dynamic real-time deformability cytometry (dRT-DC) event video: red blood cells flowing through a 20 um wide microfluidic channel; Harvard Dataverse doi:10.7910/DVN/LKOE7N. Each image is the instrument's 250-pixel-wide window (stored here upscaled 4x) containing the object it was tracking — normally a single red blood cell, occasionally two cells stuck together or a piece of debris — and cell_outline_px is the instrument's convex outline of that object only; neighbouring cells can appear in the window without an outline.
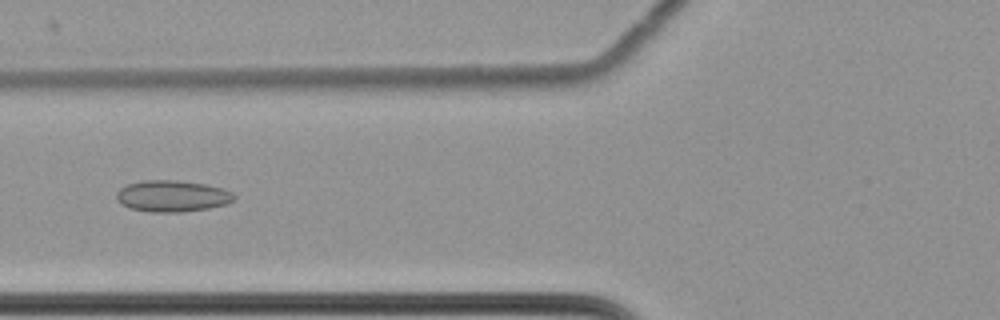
{"species": "common noctule bat (a hibernating species)", "species_latin": "Nyctalus noctula", "temperature_condition": "cold", "stored_images_in_passage": 59, "camera_frame_rate_fps": 3000, "um_per_image_px": 0.085, "animal": {"sex": "female", "body_mass_g": 22.7, "forearm_length_mm": 54.2}, "frame": {"image": 1, "passage_image": 24, "time_ms": 7.667, "image_size_px": [1000, 320], "cell_outline_px": [[236, 200], [228, 204], [208, 208], [180, 212], [152, 212], [132, 208], [120, 204], [116, 200], [116, 192], [120, 188], [128, 184], [144, 180], [176, 180], [204, 184], [220, 188], [232, 192], [236, 196]], "centroid_in_image_um": [14.64, 16.67], "position_along_channel_um": 111.2, "area_um2": 21.56}}
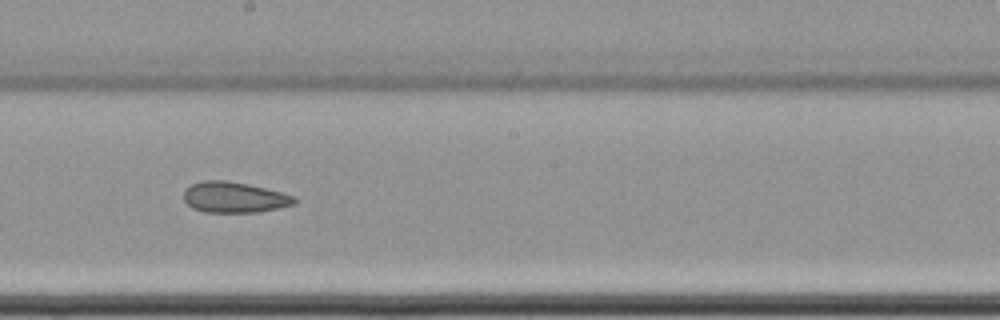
{"frame": {"image": 2, "passage_image": 34, "time_ms": 11.0, "image_size_px": [1000, 320], "cell_outline_px": [[296, 204], [256, 212], [204, 212], [192, 208], [184, 200], [184, 192], [192, 184], [204, 180], [228, 180], [248, 184], [280, 192], [292, 196], [296, 200]], "centroid_in_image_um": [19.88, 16.77], "position_along_channel_um": 228.3, "area_um2": 19.59}}
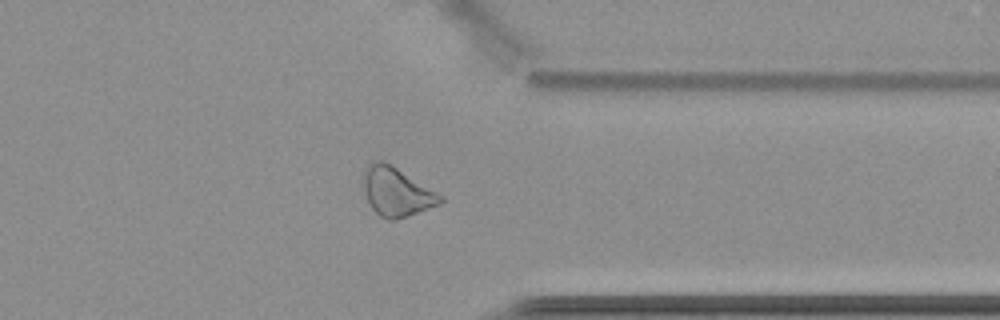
{"frame": {"image": 3, "passage_image": 47, "time_ms": 15.333, "image_size_px": [1000, 320], "cell_outline_px": [[444, 200], [440, 204], [396, 220], [388, 220], [380, 216], [372, 208], [364, 192], [364, 168], [368, 164], [376, 160], [384, 160], [392, 164], [444, 196]], "centroid_in_image_um": [33.72, 16.28], "position_along_channel_um": 377.7, "area_um2": 21.96}, "authors_computed_cell_mechanics": {"area_um2": 23.4668, "velocity_mm_per_s": 3.5142, "shape_relaxation_time_tau1_ms": null, "shape_relaxation_time_tau2_ms": 7.0221, "deformation_change_tau1": null, "deformation_change_tau2": 0.1513}}